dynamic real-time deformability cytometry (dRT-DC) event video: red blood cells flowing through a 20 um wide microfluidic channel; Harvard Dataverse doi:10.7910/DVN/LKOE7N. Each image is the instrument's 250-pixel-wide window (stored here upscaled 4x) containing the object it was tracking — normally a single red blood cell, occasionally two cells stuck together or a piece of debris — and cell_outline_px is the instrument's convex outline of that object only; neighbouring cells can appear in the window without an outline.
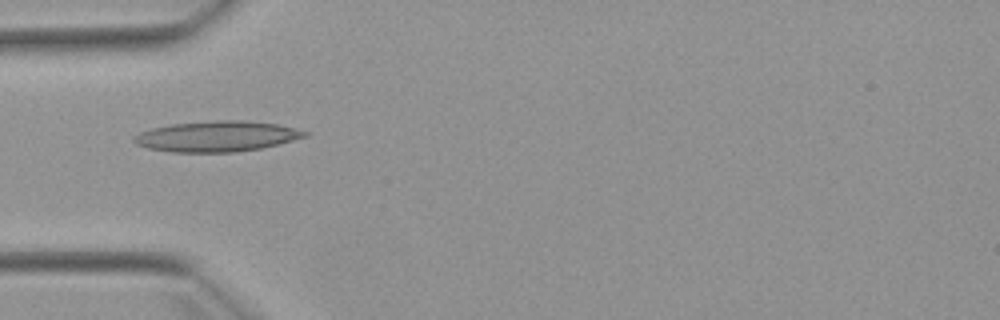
{"species": "Egyptian fruit bat (a non-hibernating species)", "species_latin": "Rousettus aegyptiacus", "temperature_condition": "warm", "stored_images_in_passage": 6, "camera_frame_rate_fps": 3000, "um_per_image_px": 0.085, "animal": {"sex": "female"}, "frame": {"image": 1, "passage_image": 5, "time_ms": 4.667, "image_size_px": [1000, 320], "cell_outline_px": [[308, 136], [260, 148], [236, 152], [172, 152], [148, 148], [136, 144], [132, 140], [132, 136], [140, 132], [152, 128], [172, 124], [216, 120], [240, 120], [276, 124], [308, 132]], "centroid_in_image_um": [18.37, 11.59], "position_along_channel_um": 66.6, "area_um2": 30.17}}
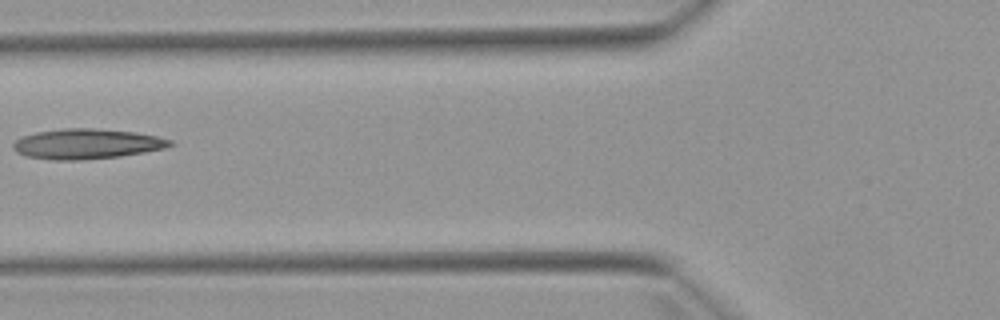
{"frame": {"image": 2, "passage_image": 6, "time_ms": 6.0, "image_size_px": [1000, 320], "cell_outline_px": [[176, 144], [164, 148], [144, 152], [120, 156], [84, 160], [48, 160], [28, 156], [16, 152], [12, 148], [12, 144], [16, 140], [24, 136], [36, 132], [64, 128], [92, 128], [136, 132], [156, 136], [172, 140]], "centroid_in_image_um": [7.38, 12.23], "position_along_channel_um": 118.4, "area_um2": 27.63}}